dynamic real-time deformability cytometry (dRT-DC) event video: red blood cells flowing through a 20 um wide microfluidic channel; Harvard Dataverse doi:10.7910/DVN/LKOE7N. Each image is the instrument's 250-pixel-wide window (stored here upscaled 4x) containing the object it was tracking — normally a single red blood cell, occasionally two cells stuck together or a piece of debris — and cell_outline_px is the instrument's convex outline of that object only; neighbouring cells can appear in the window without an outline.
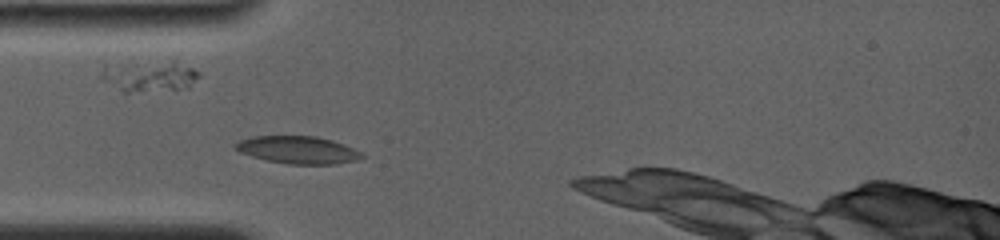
{"species": "common noctule bat (a hibernating species)", "species_latin": "Nyctalus noctula", "temperature_condition": "room temperature", "stored_images_in_passage": 43, "camera_frame_rate_fps": 4000, "um_per_image_px": 0.085, "animal": {"sex": "female", "body_mass_g": 19.0, "forearm_length_mm": 56.7}, "frame": {"image": 1, "passage_image": 1, "time_ms": 0.0, "image_size_px": [1000, 240], "cell_outline_px": [[364, 156], [356, 160], [336, 164], [288, 164], [268, 160], [252, 156], [240, 152], [232, 144], [240, 140], [252, 136], [316, 136], [332, 140], [352, 148], [360, 152]], "centroid_in_image_um": [25.29, 12.74], "position_along_channel_um": 59.7, "area_um2": 20.06}}
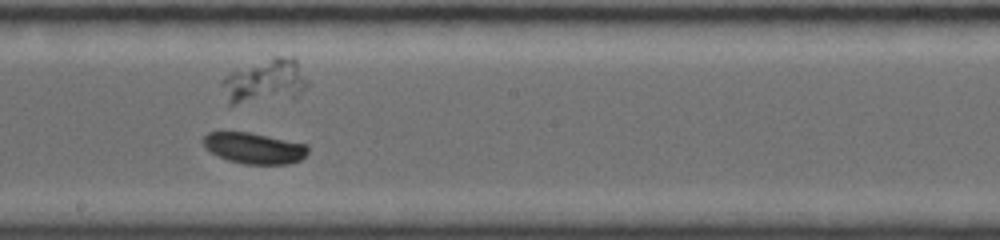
{"frame": {"image": 2, "passage_image": 24, "time_ms": 4.5, "image_size_px": [1000, 240], "cell_outline_px": [[308, 152], [300, 160], [288, 164], [244, 164], [228, 160], [212, 152], [204, 144], [204, 136], [208, 132], [248, 132], [308, 144]], "centroid_in_image_um": [21.64, 12.59], "position_along_channel_um": 226.6, "area_um2": 18.67}}
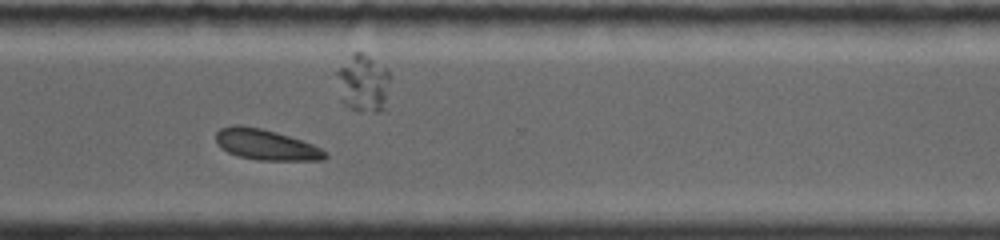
{"frame": {"image": 3, "passage_image": 42, "time_ms": 7.75, "image_size_px": [1000, 240], "cell_outline_px": [[328, 156], [324, 160], [256, 160], [240, 156], [228, 152], [220, 148], [216, 140], [216, 132], [220, 128], [232, 124], [240, 124], [260, 128], [276, 132], [312, 144], [328, 152]], "centroid_in_image_um": [22.59, 12.29], "position_along_channel_um": 348.0, "area_um2": 19.54}}